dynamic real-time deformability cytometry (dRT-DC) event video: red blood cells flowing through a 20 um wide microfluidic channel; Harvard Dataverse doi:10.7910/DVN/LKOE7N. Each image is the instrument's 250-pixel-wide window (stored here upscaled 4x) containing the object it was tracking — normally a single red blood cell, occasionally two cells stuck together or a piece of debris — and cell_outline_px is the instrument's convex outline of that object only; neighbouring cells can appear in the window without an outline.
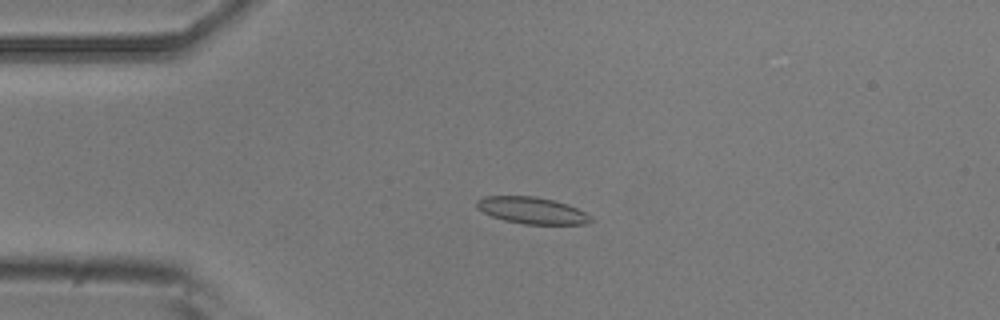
{"species": "common noctule bat (a hibernating species)", "species_latin": "Nyctalus noctula", "temperature_condition": "room temperature", "stored_images_in_passage": 50, "camera_frame_rate_fps": 3000, "um_per_image_px": 0.085, "animal": {"sex": "male", "body_mass_g": 20.5, "forearm_length_mm": 52.5}, "frame": {"image": 1, "passage_image": 11, "time_ms": 3.333, "image_size_px": [1000, 320], "cell_outline_px": [[596, 220], [584, 224], [524, 224], [504, 220], [492, 216], [476, 208], [476, 200], [484, 196], [536, 196], [568, 204], [592, 216]], "centroid_in_image_um": [45.23, 17.89], "position_along_channel_um": 39.8, "area_um2": 17.8}}
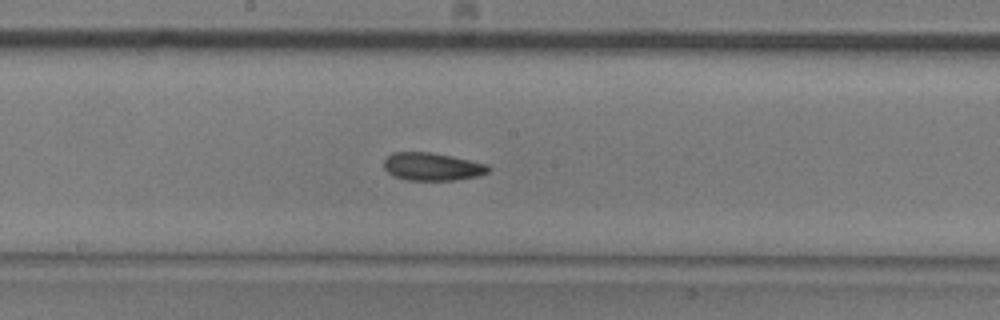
{"frame": {"image": 2, "passage_image": 26, "time_ms": 8.333, "image_size_px": [1000, 320], "cell_outline_px": [[492, 168], [488, 172], [480, 176], [456, 180], [408, 180], [396, 176], [388, 172], [384, 168], [384, 160], [392, 152], [428, 152], [452, 156], [488, 164]], "centroid_in_image_um": [36.78, 14.16], "position_along_channel_um": 211.4, "area_um2": 16.99}}
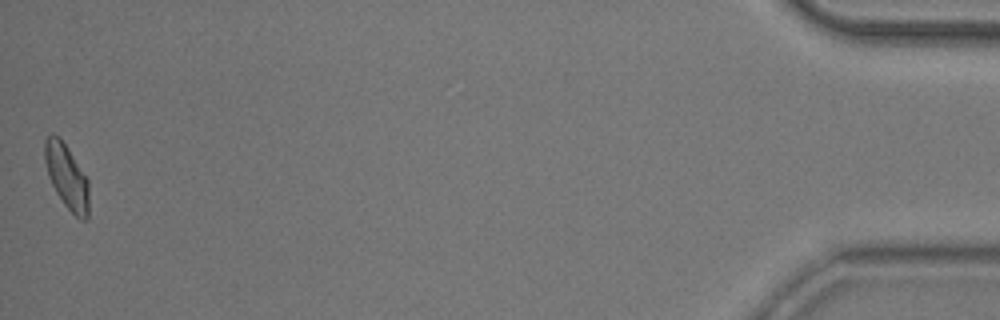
{"frame": {"image": 3, "passage_image": 50, "time_ms": 16.333, "image_size_px": [1000, 320], "cell_outline_px": [[88, 220], [80, 220], [64, 204], [56, 192], [48, 176], [44, 160], [44, 140], [52, 132], [60, 136], [88, 180]], "centroid_in_image_um": [5.65, 14.98], "position_along_channel_um": 429.6, "area_um2": 16.59}, "authors_computed_cell_mechanics": {"area_um2": 16.9065, "velocity_mm_per_s": 3.9357, "shape_relaxation_time_tau1_ms": 5.7601, "shape_relaxation_time_tau2_ms": 3.8091, "deformation_change_tau1": 0.1324, "deformation_change_tau2": 0.0958}}